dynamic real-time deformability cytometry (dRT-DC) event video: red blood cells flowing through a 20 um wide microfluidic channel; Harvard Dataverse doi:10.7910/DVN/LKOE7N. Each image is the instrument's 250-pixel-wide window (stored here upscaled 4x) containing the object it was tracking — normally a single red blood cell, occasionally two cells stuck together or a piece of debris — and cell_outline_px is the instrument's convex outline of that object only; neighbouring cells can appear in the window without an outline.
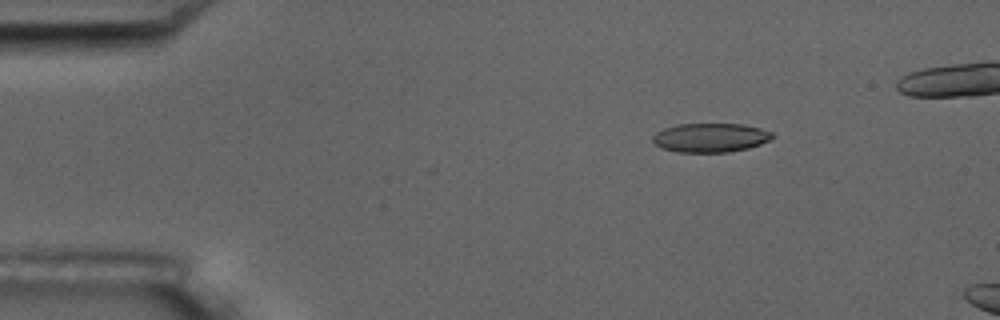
{"species": "common noctule bat (a hibernating species)", "species_latin": "Nyctalus noctula", "temperature_condition": "room temperature", "stored_images_in_passage": 4, "camera_frame_rate_fps": 3000, "um_per_image_px": 0.085, "animal": {"sex": "male", "body_mass_g": 17.5, "forearm_length_mm": 52.3}, "frame": {"image": 1, "passage_image": 2, "time_ms": 1.333, "image_size_px": [1000, 320], "cell_outline_px": [[776, 136], [760, 144], [748, 148], [728, 152], [676, 152], [660, 148], [652, 140], [652, 136], [656, 132], [664, 128], [676, 124], [740, 124], [760, 128], [772, 132]], "centroid_in_image_um": [60.36, 11.7], "position_along_channel_um": 24.6, "area_um2": 20.29}}